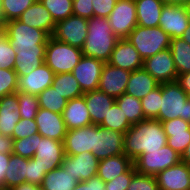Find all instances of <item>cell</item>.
Listing matches in <instances>:
<instances>
[{
	"label": "cell",
	"instance_id": "cell-13",
	"mask_svg": "<svg viewBox=\"0 0 190 190\" xmlns=\"http://www.w3.org/2000/svg\"><path fill=\"white\" fill-rule=\"evenodd\" d=\"M143 68L159 83L177 81L178 74L175 68L170 48L162 50L143 61Z\"/></svg>",
	"mask_w": 190,
	"mask_h": 190
},
{
	"label": "cell",
	"instance_id": "cell-16",
	"mask_svg": "<svg viewBox=\"0 0 190 190\" xmlns=\"http://www.w3.org/2000/svg\"><path fill=\"white\" fill-rule=\"evenodd\" d=\"M131 72L105 63L100 77L98 89L112 98L125 93Z\"/></svg>",
	"mask_w": 190,
	"mask_h": 190
},
{
	"label": "cell",
	"instance_id": "cell-30",
	"mask_svg": "<svg viewBox=\"0 0 190 190\" xmlns=\"http://www.w3.org/2000/svg\"><path fill=\"white\" fill-rule=\"evenodd\" d=\"M45 61V50H20L16 52L14 71L17 76L29 75Z\"/></svg>",
	"mask_w": 190,
	"mask_h": 190
},
{
	"label": "cell",
	"instance_id": "cell-12",
	"mask_svg": "<svg viewBox=\"0 0 190 190\" xmlns=\"http://www.w3.org/2000/svg\"><path fill=\"white\" fill-rule=\"evenodd\" d=\"M64 157L63 141L42 137L38 133V146L33 159L39 162L46 174L60 167Z\"/></svg>",
	"mask_w": 190,
	"mask_h": 190
},
{
	"label": "cell",
	"instance_id": "cell-22",
	"mask_svg": "<svg viewBox=\"0 0 190 190\" xmlns=\"http://www.w3.org/2000/svg\"><path fill=\"white\" fill-rule=\"evenodd\" d=\"M162 124L167 136V145L182 155L190 143V122L175 118L163 121Z\"/></svg>",
	"mask_w": 190,
	"mask_h": 190
},
{
	"label": "cell",
	"instance_id": "cell-39",
	"mask_svg": "<svg viewBox=\"0 0 190 190\" xmlns=\"http://www.w3.org/2000/svg\"><path fill=\"white\" fill-rule=\"evenodd\" d=\"M55 22L73 15V0H39Z\"/></svg>",
	"mask_w": 190,
	"mask_h": 190
},
{
	"label": "cell",
	"instance_id": "cell-51",
	"mask_svg": "<svg viewBox=\"0 0 190 190\" xmlns=\"http://www.w3.org/2000/svg\"><path fill=\"white\" fill-rule=\"evenodd\" d=\"M73 190H105V182L96 175L87 181L78 182Z\"/></svg>",
	"mask_w": 190,
	"mask_h": 190
},
{
	"label": "cell",
	"instance_id": "cell-44",
	"mask_svg": "<svg viewBox=\"0 0 190 190\" xmlns=\"http://www.w3.org/2000/svg\"><path fill=\"white\" fill-rule=\"evenodd\" d=\"M16 61V51L5 35L0 39V68L13 69Z\"/></svg>",
	"mask_w": 190,
	"mask_h": 190
},
{
	"label": "cell",
	"instance_id": "cell-34",
	"mask_svg": "<svg viewBox=\"0 0 190 190\" xmlns=\"http://www.w3.org/2000/svg\"><path fill=\"white\" fill-rule=\"evenodd\" d=\"M170 50L177 74L190 72V45L181 37L171 39Z\"/></svg>",
	"mask_w": 190,
	"mask_h": 190
},
{
	"label": "cell",
	"instance_id": "cell-40",
	"mask_svg": "<svg viewBox=\"0 0 190 190\" xmlns=\"http://www.w3.org/2000/svg\"><path fill=\"white\" fill-rule=\"evenodd\" d=\"M162 98V83L141 99V105L146 119H157Z\"/></svg>",
	"mask_w": 190,
	"mask_h": 190
},
{
	"label": "cell",
	"instance_id": "cell-46",
	"mask_svg": "<svg viewBox=\"0 0 190 190\" xmlns=\"http://www.w3.org/2000/svg\"><path fill=\"white\" fill-rule=\"evenodd\" d=\"M35 134H38V128L35 119L21 118L14 127L12 138L13 140L22 139L28 136H34Z\"/></svg>",
	"mask_w": 190,
	"mask_h": 190
},
{
	"label": "cell",
	"instance_id": "cell-28",
	"mask_svg": "<svg viewBox=\"0 0 190 190\" xmlns=\"http://www.w3.org/2000/svg\"><path fill=\"white\" fill-rule=\"evenodd\" d=\"M159 85L160 84L144 68H140L131 72L125 93L142 99Z\"/></svg>",
	"mask_w": 190,
	"mask_h": 190
},
{
	"label": "cell",
	"instance_id": "cell-45",
	"mask_svg": "<svg viewBox=\"0 0 190 190\" xmlns=\"http://www.w3.org/2000/svg\"><path fill=\"white\" fill-rule=\"evenodd\" d=\"M127 190H158L157 179L154 175H142L136 173Z\"/></svg>",
	"mask_w": 190,
	"mask_h": 190
},
{
	"label": "cell",
	"instance_id": "cell-49",
	"mask_svg": "<svg viewBox=\"0 0 190 190\" xmlns=\"http://www.w3.org/2000/svg\"><path fill=\"white\" fill-rule=\"evenodd\" d=\"M117 0H92L93 16L108 18L114 9Z\"/></svg>",
	"mask_w": 190,
	"mask_h": 190
},
{
	"label": "cell",
	"instance_id": "cell-53",
	"mask_svg": "<svg viewBox=\"0 0 190 190\" xmlns=\"http://www.w3.org/2000/svg\"><path fill=\"white\" fill-rule=\"evenodd\" d=\"M14 140L10 136H4L0 133V153L12 154Z\"/></svg>",
	"mask_w": 190,
	"mask_h": 190
},
{
	"label": "cell",
	"instance_id": "cell-42",
	"mask_svg": "<svg viewBox=\"0 0 190 190\" xmlns=\"http://www.w3.org/2000/svg\"><path fill=\"white\" fill-rule=\"evenodd\" d=\"M37 146L38 134L22 139H15L13 143V154L30 159L35 155Z\"/></svg>",
	"mask_w": 190,
	"mask_h": 190
},
{
	"label": "cell",
	"instance_id": "cell-2",
	"mask_svg": "<svg viewBox=\"0 0 190 190\" xmlns=\"http://www.w3.org/2000/svg\"><path fill=\"white\" fill-rule=\"evenodd\" d=\"M108 18L92 17L88 19V35L82 48V55L108 63L118 41Z\"/></svg>",
	"mask_w": 190,
	"mask_h": 190
},
{
	"label": "cell",
	"instance_id": "cell-10",
	"mask_svg": "<svg viewBox=\"0 0 190 190\" xmlns=\"http://www.w3.org/2000/svg\"><path fill=\"white\" fill-rule=\"evenodd\" d=\"M124 135L118 131L94 125V149L98 160L124 154Z\"/></svg>",
	"mask_w": 190,
	"mask_h": 190
},
{
	"label": "cell",
	"instance_id": "cell-32",
	"mask_svg": "<svg viewBox=\"0 0 190 190\" xmlns=\"http://www.w3.org/2000/svg\"><path fill=\"white\" fill-rule=\"evenodd\" d=\"M5 174V190H10L16 185L26 183L28 171V158L15 154L10 155L9 164Z\"/></svg>",
	"mask_w": 190,
	"mask_h": 190
},
{
	"label": "cell",
	"instance_id": "cell-14",
	"mask_svg": "<svg viewBox=\"0 0 190 190\" xmlns=\"http://www.w3.org/2000/svg\"><path fill=\"white\" fill-rule=\"evenodd\" d=\"M104 64L101 60L92 57H81L71 73L79 82L83 93L98 89Z\"/></svg>",
	"mask_w": 190,
	"mask_h": 190
},
{
	"label": "cell",
	"instance_id": "cell-31",
	"mask_svg": "<svg viewBox=\"0 0 190 190\" xmlns=\"http://www.w3.org/2000/svg\"><path fill=\"white\" fill-rule=\"evenodd\" d=\"M78 181L62 166L47 173L41 184L42 190H73Z\"/></svg>",
	"mask_w": 190,
	"mask_h": 190
},
{
	"label": "cell",
	"instance_id": "cell-52",
	"mask_svg": "<svg viewBox=\"0 0 190 190\" xmlns=\"http://www.w3.org/2000/svg\"><path fill=\"white\" fill-rule=\"evenodd\" d=\"M11 154L0 153V190H5V174Z\"/></svg>",
	"mask_w": 190,
	"mask_h": 190
},
{
	"label": "cell",
	"instance_id": "cell-24",
	"mask_svg": "<svg viewBox=\"0 0 190 190\" xmlns=\"http://www.w3.org/2000/svg\"><path fill=\"white\" fill-rule=\"evenodd\" d=\"M18 20L29 27L46 31L50 36H52L56 26L51 14L39 0L24 11Z\"/></svg>",
	"mask_w": 190,
	"mask_h": 190
},
{
	"label": "cell",
	"instance_id": "cell-21",
	"mask_svg": "<svg viewBox=\"0 0 190 190\" xmlns=\"http://www.w3.org/2000/svg\"><path fill=\"white\" fill-rule=\"evenodd\" d=\"M65 155H77L94 149V124L78 129L67 130L63 140Z\"/></svg>",
	"mask_w": 190,
	"mask_h": 190
},
{
	"label": "cell",
	"instance_id": "cell-36",
	"mask_svg": "<svg viewBox=\"0 0 190 190\" xmlns=\"http://www.w3.org/2000/svg\"><path fill=\"white\" fill-rule=\"evenodd\" d=\"M39 107L62 114L67 105V99L57 92L52 86L37 95Z\"/></svg>",
	"mask_w": 190,
	"mask_h": 190
},
{
	"label": "cell",
	"instance_id": "cell-25",
	"mask_svg": "<svg viewBox=\"0 0 190 190\" xmlns=\"http://www.w3.org/2000/svg\"><path fill=\"white\" fill-rule=\"evenodd\" d=\"M20 119L18 91L0 98V133L12 137L14 127Z\"/></svg>",
	"mask_w": 190,
	"mask_h": 190
},
{
	"label": "cell",
	"instance_id": "cell-3",
	"mask_svg": "<svg viewBox=\"0 0 190 190\" xmlns=\"http://www.w3.org/2000/svg\"><path fill=\"white\" fill-rule=\"evenodd\" d=\"M190 97L177 81L162 83V98L157 120L182 118L190 122Z\"/></svg>",
	"mask_w": 190,
	"mask_h": 190
},
{
	"label": "cell",
	"instance_id": "cell-50",
	"mask_svg": "<svg viewBox=\"0 0 190 190\" xmlns=\"http://www.w3.org/2000/svg\"><path fill=\"white\" fill-rule=\"evenodd\" d=\"M73 15L90 19L93 17L92 0H73Z\"/></svg>",
	"mask_w": 190,
	"mask_h": 190
},
{
	"label": "cell",
	"instance_id": "cell-23",
	"mask_svg": "<svg viewBox=\"0 0 190 190\" xmlns=\"http://www.w3.org/2000/svg\"><path fill=\"white\" fill-rule=\"evenodd\" d=\"M62 116L67 130L92 125L90 114L83 96L67 101Z\"/></svg>",
	"mask_w": 190,
	"mask_h": 190
},
{
	"label": "cell",
	"instance_id": "cell-37",
	"mask_svg": "<svg viewBox=\"0 0 190 190\" xmlns=\"http://www.w3.org/2000/svg\"><path fill=\"white\" fill-rule=\"evenodd\" d=\"M37 0H0V19L6 23L18 19Z\"/></svg>",
	"mask_w": 190,
	"mask_h": 190
},
{
	"label": "cell",
	"instance_id": "cell-55",
	"mask_svg": "<svg viewBox=\"0 0 190 190\" xmlns=\"http://www.w3.org/2000/svg\"><path fill=\"white\" fill-rule=\"evenodd\" d=\"M10 190H42L41 186L31 184V183H22L12 187Z\"/></svg>",
	"mask_w": 190,
	"mask_h": 190
},
{
	"label": "cell",
	"instance_id": "cell-48",
	"mask_svg": "<svg viewBox=\"0 0 190 190\" xmlns=\"http://www.w3.org/2000/svg\"><path fill=\"white\" fill-rule=\"evenodd\" d=\"M46 173L38 161L33 158L28 159V171L26 174V183L41 186Z\"/></svg>",
	"mask_w": 190,
	"mask_h": 190
},
{
	"label": "cell",
	"instance_id": "cell-7",
	"mask_svg": "<svg viewBox=\"0 0 190 190\" xmlns=\"http://www.w3.org/2000/svg\"><path fill=\"white\" fill-rule=\"evenodd\" d=\"M180 161L181 155L166 144L159 150L144 151L133 161V165L139 174L156 176Z\"/></svg>",
	"mask_w": 190,
	"mask_h": 190
},
{
	"label": "cell",
	"instance_id": "cell-41",
	"mask_svg": "<svg viewBox=\"0 0 190 190\" xmlns=\"http://www.w3.org/2000/svg\"><path fill=\"white\" fill-rule=\"evenodd\" d=\"M19 114L24 119H35L39 111L37 95L18 92Z\"/></svg>",
	"mask_w": 190,
	"mask_h": 190
},
{
	"label": "cell",
	"instance_id": "cell-18",
	"mask_svg": "<svg viewBox=\"0 0 190 190\" xmlns=\"http://www.w3.org/2000/svg\"><path fill=\"white\" fill-rule=\"evenodd\" d=\"M54 76L55 73L43 63L29 75L18 77V92L38 95L52 85Z\"/></svg>",
	"mask_w": 190,
	"mask_h": 190
},
{
	"label": "cell",
	"instance_id": "cell-1",
	"mask_svg": "<svg viewBox=\"0 0 190 190\" xmlns=\"http://www.w3.org/2000/svg\"><path fill=\"white\" fill-rule=\"evenodd\" d=\"M167 144L162 122L144 119L132 125L124 135V154L132 161L144 151H155Z\"/></svg>",
	"mask_w": 190,
	"mask_h": 190
},
{
	"label": "cell",
	"instance_id": "cell-56",
	"mask_svg": "<svg viewBox=\"0 0 190 190\" xmlns=\"http://www.w3.org/2000/svg\"><path fill=\"white\" fill-rule=\"evenodd\" d=\"M181 161L190 165V143L187 145L186 149L184 150L183 154L181 155Z\"/></svg>",
	"mask_w": 190,
	"mask_h": 190
},
{
	"label": "cell",
	"instance_id": "cell-38",
	"mask_svg": "<svg viewBox=\"0 0 190 190\" xmlns=\"http://www.w3.org/2000/svg\"><path fill=\"white\" fill-rule=\"evenodd\" d=\"M99 126L121 133H126L132 125L128 122L127 116H124L121 108L115 102L110 107V110Z\"/></svg>",
	"mask_w": 190,
	"mask_h": 190
},
{
	"label": "cell",
	"instance_id": "cell-54",
	"mask_svg": "<svg viewBox=\"0 0 190 190\" xmlns=\"http://www.w3.org/2000/svg\"><path fill=\"white\" fill-rule=\"evenodd\" d=\"M177 82L190 97V72L178 75Z\"/></svg>",
	"mask_w": 190,
	"mask_h": 190
},
{
	"label": "cell",
	"instance_id": "cell-26",
	"mask_svg": "<svg viewBox=\"0 0 190 190\" xmlns=\"http://www.w3.org/2000/svg\"><path fill=\"white\" fill-rule=\"evenodd\" d=\"M82 96L85 99L92 124L99 126L110 107L115 103V98L108 96L99 89L86 92Z\"/></svg>",
	"mask_w": 190,
	"mask_h": 190
},
{
	"label": "cell",
	"instance_id": "cell-8",
	"mask_svg": "<svg viewBox=\"0 0 190 190\" xmlns=\"http://www.w3.org/2000/svg\"><path fill=\"white\" fill-rule=\"evenodd\" d=\"M113 33L119 39H125L137 26V9L134 0H117L108 16Z\"/></svg>",
	"mask_w": 190,
	"mask_h": 190
},
{
	"label": "cell",
	"instance_id": "cell-9",
	"mask_svg": "<svg viewBox=\"0 0 190 190\" xmlns=\"http://www.w3.org/2000/svg\"><path fill=\"white\" fill-rule=\"evenodd\" d=\"M88 35V19L71 15L56 22L52 37L82 49Z\"/></svg>",
	"mask_w": 190,
	"mask_h": 190
},
{
	"label": "cell",
	"instance_id": "cell-43",
	"mask_svg": "<svg viewBox=\"0 0 190 190\" xmlns=\"http://www.w3.org/2000/svg\"><path fill=\"white\" fill-rule=\"evenodd\" d=\"M18 91V76L13 69L0 68V98Z\"/></svg>",
	"mask_w": 190,
	"mask_h": 190
},
{
	"label": "cell",
	"instance_id": "cell-17",
	"mask_svg": "<svg viewBox=\"0 0 190 190\" xmlns=\"http://www.w3.org/2000/svg\"><path fill=\"white\" fill-rule=\"evenodd\" d=\"M158 190H190V165L180 161L156 176Z\"/></svg>",
	"mask_w": 190,
	"mask_h": 190
},
{
	"label": "cell",
	"instance_id": "cell-59",
	"mask_svg": "<svg viewBox=\"0 0 190 190\" xmlns=\"http://www.w3.org/2000/svg\"><path fill=\"white\" fill-rule=\"evenodd\" d=\"M184 7L186 9L187 17L189 18L190 21V0L188 2L183 3Z\"/></svg>",
	"mask_w": 190,
	"mask_h": 190
},
{
	"label": "cell",
	"instance_id": "cell-27",
	"mask_svg": "<svg viewBox=\"0 0 190 190\" xmlns=\"http://www.w3.org/2000/svg\"><path fill=\"white\" fill-rule=\"evenodd\" d=\"M137 9V25L141 27H158L161 12L166 0H134Z\"/></svg>",
	"mask_w": 190,
	"mask_h": 190
},
{
	"label": "cell",
	"instance_id": "cell-60",
	"mask_svg": "<svg viewBox=\"0 0 190 190\" xmlns=\"http://www.w3.org/2000/svg\"><path fill=\"white\" fill-rule=\"evenodd\" d=\"M166 1L172 3H185L188 2L189 0H166Z\"/></svg>",
	"mask_w": 190,
	"mask_h": 190
},
{
	"label": "cell",
	"instance_id": "cell-57",
	"mask_svg": "<svg viewBox=\"0 0 190 190\" xmlns=\"http://www.w3.org/2000/svg\"><path fill=\"white\" fill-rule=\"evenodd\" d=\"M181 38L190 45V24L189 27L184 31Z\"/></svg>",
	"mask_w": 190,
	"mask_h": 190
},
{
	"label": "cell",
	"instance_id": "cell-6",
	"mask_svg": "<svg viewBox=\"0 0 190 190\" xmlns=\"http://www.w3.org/2000/svg\"><path fill=\"white\" fill-rule=\"evenodd\" d=\"M126 39L135 47L143 60L168 49L171 43V37L160 26L147 28L137 25Z\"/></svg>",
	"mask_w": 190,
	"mask_h": 190
},
{
	"label": "cell",
	"instance_id": "cell-5",
	"mask_svg": "<svg viewBox=\"0 0 190 190\" xmlns=\"http://www.w3.org/2000/svg\"><path fill=\"white\" fill-rule=\"evenodd\" d=\"M82 56V49L50 36L45 48L44 63L55 74L71 73Z\"/></svg>",
	"mask_w": 190,
	"mask_h": 190
},
{
	"label": "cell",
	"instance_id": "cell-58",
	"mask_svg": "<svg viewBox=\"0 0 190 190\" xmlns=\"http://www.w3.org/2000/svg\"><path fill=\"white\" fill-rule=\"evenodd\" d=\"M5 36V23L0 20V39Z\"/></svg>",
	"mask_w": 190,
	"mask_h": 190
},
{
	"label": "cell",
	"instance_id": "cell-20",
	"mask_svg": "<svg viewBox=\"0 0 190 190\" xmlns=\"http://www.w3.org/2000/svg\"><path fill=\"white\" fill-rule=\"evenodd\" d=\"M35 121L38 133L42 137L63 141L67 134V128L63 120L62 114L52 112L50 110L39 108Z\"/></svg>",
	"mask_w": 190,
	"mask_h": 190
},
{
	"label": "cell",
	"instance_id": "cell-19",
	"mask_svg": "<svg viewBox=\"0 0 190 190\" xmlns=\"http://www.w3.org/2000/svg\"><path fill=\"white\" fill-rule=\"evenodd\" d=\"M143 61L135 47L125 38L118 39L108 63L132 72L143 68Z\"/></svg>",
	"mask_w": 190,
	"mask_h": 190
},
{
	"label": "cell",
	"instance_id": "cell-4",
	"mask_svg": "<svg viewBox=\"0 0 190 190\" xmlns=\"http://www.w3.org/2000/svg\"><path fill=\"white\" fill-rule=\"evenodd\" d=\"M5 35L16 52L45 50L50 35L38 28L29 27L18 19L5 23Z\"/></svg>",
	"mask_w": 190,
	"mask_h": 190
},
{
	"label": "cell",
	"instance_id": "cell-35",
	"mask_svg": "<svg viewBox=\"0 0 190 190\" xmlns=\"http://www.w3.org/2000/svg\"><path fill=\"white\" fill-rule=\"evenodd\" d=\"M115 102L121 108L124 116H127V120L131 125L137 124L146 119L142 109L141 99L124 93L116 98Z\"/></svg>",
	"mask_w": 190,
	"mask_h": 190
},
{
	"label": "cell",
	"instance_id": "cell-29",
	"mask_svg": "<svg viewBox=\"0 0 190 190\" xmlns=\"http://www.w3.org/2000/svg\"><path fill=\"white\" fill-rule=\"evenodd\" d=\"M133 166V161L125 154L111 156L99 160L97 175L104 181L109 182L127 172Z\"/></svg>",
	"mask_w": 190,
	"mask_h": 190
},
{
	"label": "cell",
	"instance_id": "cell-11",
	"mask_svg": "<svg viewBox=\"0 0 190 190\" xmlns=\"http://www.w3.org/2000/svg\"><path fill=\"white\" fill-rule=\"evenodd\" d=\"M189 24L190 21L183 3L166 2L164 4L159 26L171 39L182 37Z\"/></svg>",
	"mask_w": 190,
	"mask_h": 190
},
{
	"label": "cell",
	"instance_id": "cell-47",
	"mask_svg": "<svg viewBox=\"0 0 190 190\" xmlns=\"http://www.w3.org/2000/svg\"><path fill=\"white\" fill-rule=\"evenodd\" d=\"M134 165L125 173L118 175L109 182H105V190H127L132 177L136 174Z\"/></svg>",
	"mask_w": 190,
	"mask_h": 190
},
{
	"label": "cell",
	"instance_id": "cell-15",
	"mask_svg": "<svg viewBox=\"0 0 190 190\" xmlns=\"http://www.w3.org/2000/svg\"><path fill=\"white\" fill-rule=\"evenodd\" d=\"M98 164L99 160L93 153L82 152L73 156L65 155L61 166L80 182L96 176Z\"/></svg>",
	"mask_w": 190,
	"mask_h": 190
},
{
	"label": "cell",
	"instance_id": "cell-33",
	"mask_svg": "<svg viewBox=\"0 0 190 190\" xmlns=\"http://www.w3.org/2000/svg\"><path fill=\"white\" fill-rule=\"evenodd\" d=\"M51 86L68 101L84 94L72 73L55 74Z\"/></svg>",
	"mask_w": 190,
	"mask_h": 190
}]
</instances>
